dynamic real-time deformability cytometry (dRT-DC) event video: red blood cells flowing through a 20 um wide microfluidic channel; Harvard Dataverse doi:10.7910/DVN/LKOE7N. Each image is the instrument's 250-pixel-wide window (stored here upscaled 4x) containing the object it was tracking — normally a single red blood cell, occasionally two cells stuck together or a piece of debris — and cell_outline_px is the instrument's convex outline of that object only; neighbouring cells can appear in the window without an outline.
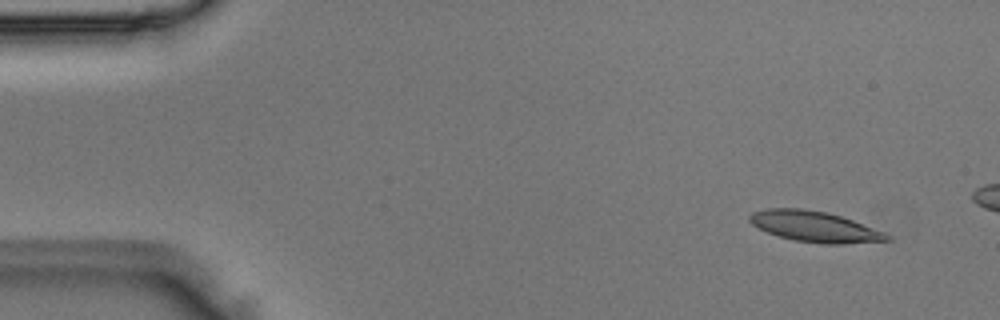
{"species": "Egyptian fruit bat (a non-hibernating species)", "species_latin": "Rousettus aegyptiacus", "temperature_condition": "room temperature", "stored_images_in_passage": 4, "camera_frame_rate_fps": 3000, "um_per_image_px": 0.085, "animal": {"sex": "male"}, "frame": {"image": 1, "passage_image": 1, "time_ms": 0.0, "image_size_px": [1000, 320], "cell_outline_px": [[892, 240], [840, 244], [824, 244], [796, 240], [780, 236], [768, 232], [752, 224], [748, 220], [748, 216], [752, 212], [768, 208], [804, 208], [828, 212], [852, 220], [884, 232], [892, 236]], "centroid_in_image_um": [69.25, 19.25], "position_along_channel_um": 15.7, "area_um2": 24.45}}